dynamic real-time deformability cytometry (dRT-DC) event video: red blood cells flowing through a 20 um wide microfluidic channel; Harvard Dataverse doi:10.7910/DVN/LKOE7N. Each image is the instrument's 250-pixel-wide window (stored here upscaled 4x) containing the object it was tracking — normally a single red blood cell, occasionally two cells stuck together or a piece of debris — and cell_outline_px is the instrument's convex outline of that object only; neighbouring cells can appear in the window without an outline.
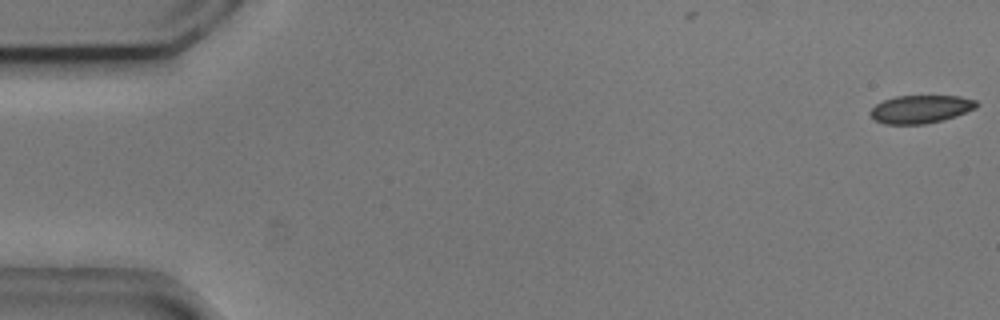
{"species": "common noctule bat (a hibernating species)", "species_latin": "Nyctalus noctula", "temperature_condition": "cold", "stored_images_in_passage": 4, "camera_frame_rate_fps": 3000, "um_per_image_px": 0.085, "animal": {"sex": "male", "body_mass_g": 20.5, "forearm_length_mm": 52.5}, "frame": {"image": 1, "passage_image": 1, "time_ms": 0.0, "image_size_px": [1000, 320], "cell_outline_px": [[980, 104], [976, 108], [956, 116], [924, 124], [884, 124], [876, 120], [868, 112], [876, 104], [884, 100], [896, 96], [960, 96], [976, 100]], "centroid_in_image_um": [78.27, 9.27], "position_along_channel_um": 6.7, "area_um2": 17.28}}
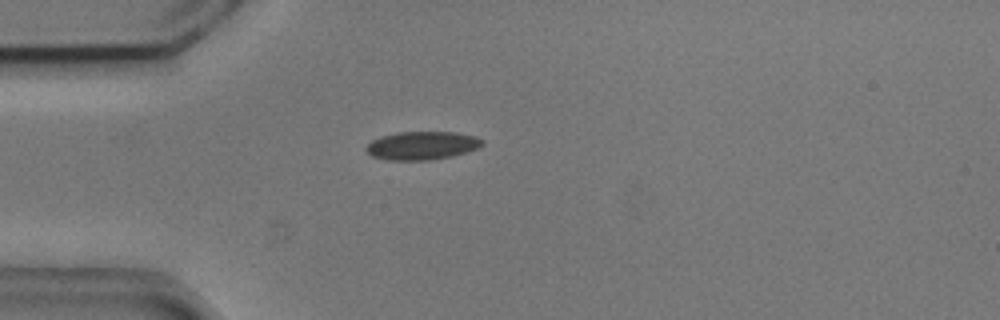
{"frame": {"image": 2, "passage_image": 4, "time_ms": 1.0, "image_size_px": [1000, 320], "cell_outline_px": [[484, 144], [468, 152], [452, 156], [432, 160], [388, 160], [372, 156], [364, 148], [372, 140], [380, 136], [396, 132], [456, 132], [476, 136], [484, 140]], "centroid_in_image_um": [35.88, 12.37], "position_along_channel_um": 49.1, "area_um2": 19.31}}